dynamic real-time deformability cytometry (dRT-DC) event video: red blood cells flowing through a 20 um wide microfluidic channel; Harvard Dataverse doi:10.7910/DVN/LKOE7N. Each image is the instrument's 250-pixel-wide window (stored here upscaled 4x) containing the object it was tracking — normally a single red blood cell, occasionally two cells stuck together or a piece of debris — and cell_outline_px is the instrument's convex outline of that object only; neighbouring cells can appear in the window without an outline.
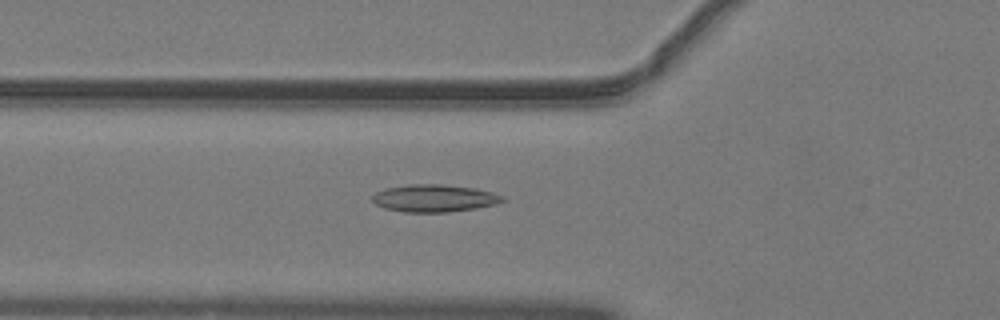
{"species": "common noctule bat (a hibernating species)", "species_latin": "Nyctalus noctula", "temperature_condition": "warm", "stored_images_in_passage": 48, "camera_frame_rate_fps": 3000, "um_per_image_px": 0.085, "animal": {"sex": "male", "body_mass_g": 19.2, "forearm_length_mm": 51.8}, "frame": {"image": 1, "passage_image": 19, "time_ms": 6.0, "image_size_px": [1000, 320], "cell_outline_px": [[504, 200], [496, 204], [476, 208], [448, 212], [404, 212], [384, 208], [376, 204], [372, 200], [372, 196], [376, 192], [384, 188], [408, 184], [440, 184], [476, 188], [492, 192], [504, 196]], "centroid_in_image_um": [36.9, 16.84], "position_along_channel_um": 88.9, "area_um2": 20.87}}
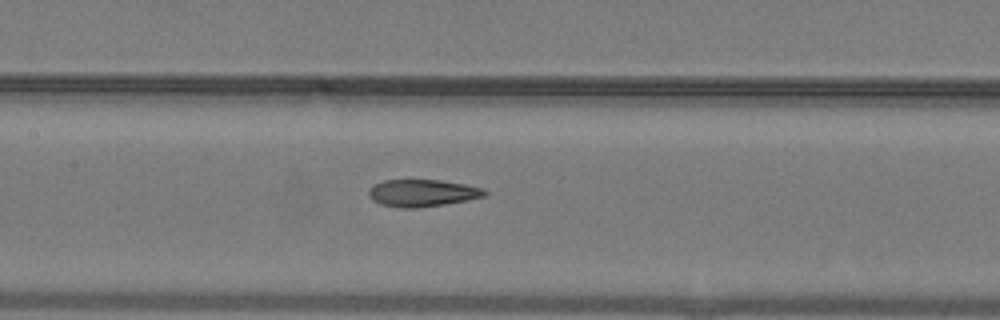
{"frame": {"image": 2, "passage_image": 25, "time_ms": 8.0, "image_size_px": [1000, 320], "cell_outline_px": [[488, 192], [484, 196], [468, 200], [444, 204], [416, 208], [400, 208], [380, 204], [372, 200], [368, 192], [376, 184], [384, 180], [440, 180], [464, 184], [480, 188]], "centroid_in_image_um": [35.89, 16.41], "position_along_channel_um": 171.5, "area_um2": 18.09}}
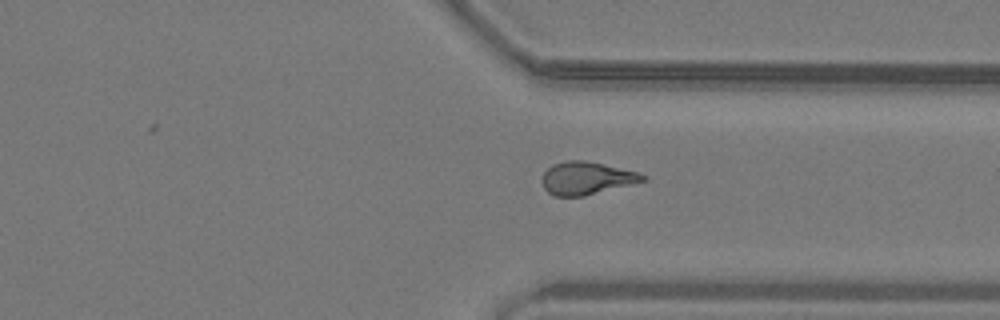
{"frame": {"image": 3, "passage_image": 39, "time_ms": 12.667, "image_size_px": [1000, 320], "cell_outline_px": [[648, 180], [584, 196], [552, 196], [544, 188], [540, 180], [544, 172], [552, 164], [564, 160], [584, 160], [604, 164], [640, 172], [648, 176]], "centroid_in_image_um": [49.86, 15.14], "position_along_channel_um": 361.5, "area_um2": 19.54}, "authors_computed_cell_mechanics": {"area_um2": 19.3341, "velocity_mm_per_s": 4.0737, "shape_relaxation_time_tau1_ms": 10.01, "shape_relaxation_time_tau2_ms": 1.7426, "deformation_change_tau1": 0.2718, "deformation_change_tau2": 0.1065}}